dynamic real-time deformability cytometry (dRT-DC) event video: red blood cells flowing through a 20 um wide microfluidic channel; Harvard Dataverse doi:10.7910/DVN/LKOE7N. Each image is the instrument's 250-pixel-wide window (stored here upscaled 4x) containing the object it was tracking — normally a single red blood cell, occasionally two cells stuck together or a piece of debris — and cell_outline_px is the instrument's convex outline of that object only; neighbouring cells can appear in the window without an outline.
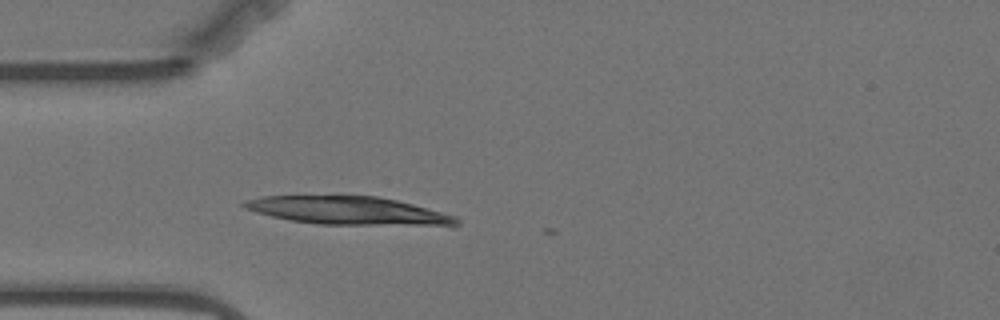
{"species": "Egyptian fruit bat (a non-hibernating species)", "species_latin": "Rousettus aegyptiacus", "temperature_condition": "warm", "stored_images_in_passage": 2, "camera_frame_rate_fps": 3000, "um_per_image_px": 0.085, "animal": {"sex": "female"}, "frame": {"image": 1, "passage_image": 1, "time_ms": 0.0, "image_size_px": [1000, 320], "cell_outline_px": [[460, 224], [456, 228], [452, 228], [320, 224], [292, 220], [272, 216], [256, 212], [240, 204], [244, 200], [264, 196], [376, 196], [396, 200], [412, 204], [456, 216], [460, 220]], "centroid_in_image_um": [29.84, 17.96], "position_along_channel_um": 55.2, "area_um2": 35.78}}